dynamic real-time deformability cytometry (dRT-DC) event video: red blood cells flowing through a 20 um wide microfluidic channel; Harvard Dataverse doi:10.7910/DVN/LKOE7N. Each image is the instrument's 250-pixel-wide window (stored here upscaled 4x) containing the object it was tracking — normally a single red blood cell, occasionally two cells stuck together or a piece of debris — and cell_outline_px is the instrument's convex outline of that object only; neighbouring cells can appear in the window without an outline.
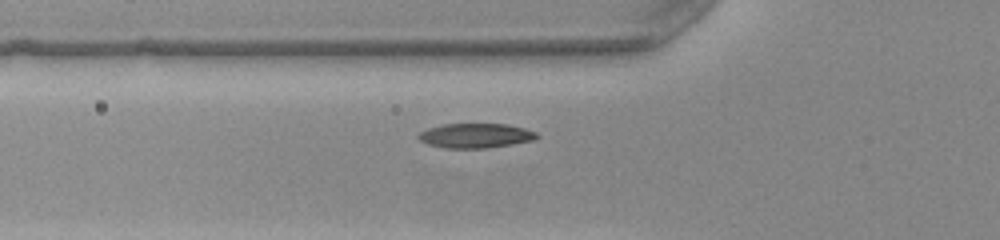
{"species": "common noctule bat (a hibernating species)", "species_latin": "Nyctalus noctula", "temperature_condition": "warm", "stored_images_in_passage": 35, "camera_frame_rate_fps": 3000, "um_per_image_px": 0.085, "animal": {"sex": "female", "body_mass_g": 22.0, "forearm_length_mm": 56.7}, "frame": {"image": 1, "passage_image": 2, "time_ms": 0.333, "image_size_px": [1000, 240], "cell_outline_px": [[540, 136], [536, 140], [488, 148], [444, 148], [428, 144], [420, 140], [416, 136], [420, 132], [428, 128], [440, 124], [508, 124], [524, 128], [536, 132]], "centroid_in_image_um": [40.44, 11.53], "position_along_channel_um": 85.4, "area_um2": 17.11}}
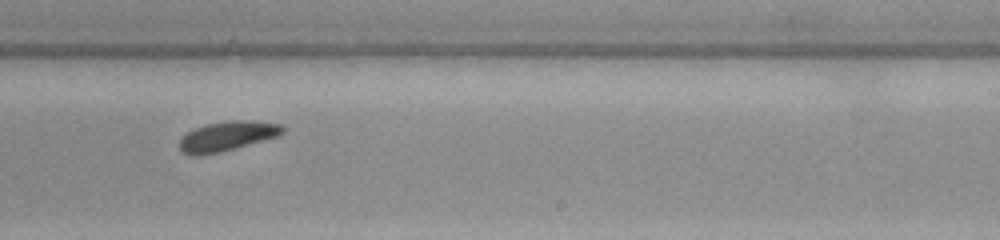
{"frame": {"image": 2, "passage_image": 16, "time_ms": 5.0, "image_size_px": [1000, 240], "cell_outline_px": [[284, 132], [280, 136], [220, 152], [200, 156], [192, 156], [184, 152], [180, 148], [180, 140], [188, 132], [204, 124], [224, 120], [248, 120], [280, 124], [284, 128]], "centroid_in_image_um": [19.33, 11.56], "position_along_channel_um": 269.7, "area_um2": 17.86}}
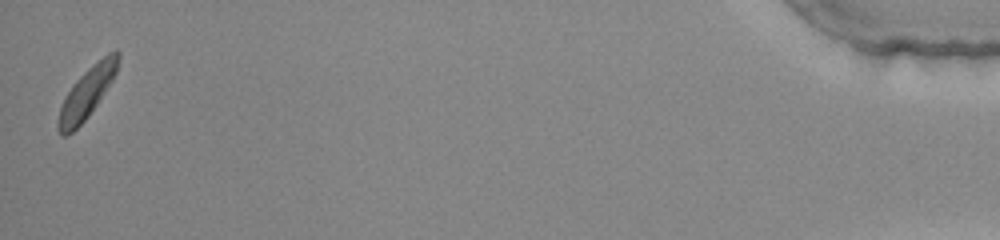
{"frame": {"image": 3, "passage_image": 35, "time_ms": 11.333, "image_size_px": [1000, 240], "cell_outline_px": [[120, 56], [116, 72], [112, 80], [88, 116], [72, 132], [64, 136], [60, 136], [56, 128], [56, 124], [60, 108], [64, 96], [72, 84], [88, 68], [108, 52], [116, 48], [120, 52]], "centroid_in_image_um": [7.36, 7.88], "position_along_channel_um": 427.8, "area_um2": 17.57}}